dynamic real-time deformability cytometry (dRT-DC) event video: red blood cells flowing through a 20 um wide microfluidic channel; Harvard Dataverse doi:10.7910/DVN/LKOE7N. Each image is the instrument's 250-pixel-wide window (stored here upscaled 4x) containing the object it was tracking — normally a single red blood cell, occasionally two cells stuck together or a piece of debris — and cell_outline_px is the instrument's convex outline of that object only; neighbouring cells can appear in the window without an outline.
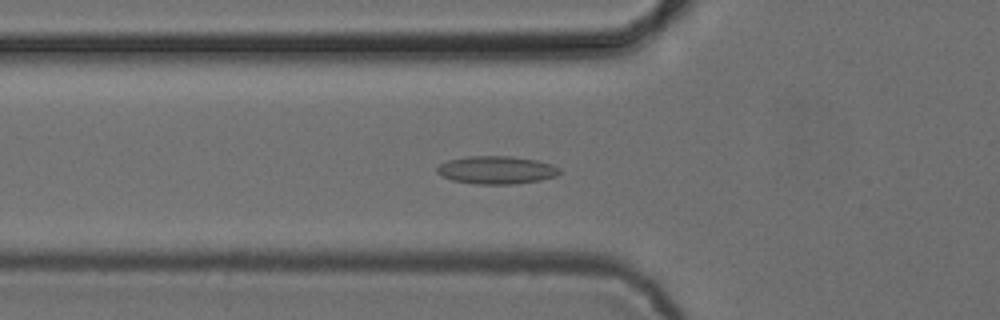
{"species": "common noctule bat (a hibernating species)", "species_latin": "Nyctalus noctula", "temperature_condition": "cold", "stored_images_in_passage": 54, "camera_frame_rate_fps": 3000, "um_per_image_px": 0.085, "animal": {"sex": "female", "body_mass_g": 24.6, "forearm_length_mm": 56.2}, "frame": {"image": 1, "passage_image": 19, "time_ms": 6.0, "image_size_px": [1000, 320], "cell_outline_px": [[560, 172], [556, 176], [540, 180], [512, 184], [476, 184], [452, 180], [436, 172], [436, 168], [440, 164], [448, 160], [468, 156], [512, 156], [536, 160], [552, 164], [560, 168]], "centroid_in_image_um": [42.2, 14.44], "position_along_channel_um": 83.6, "area_um2": 19.88}}
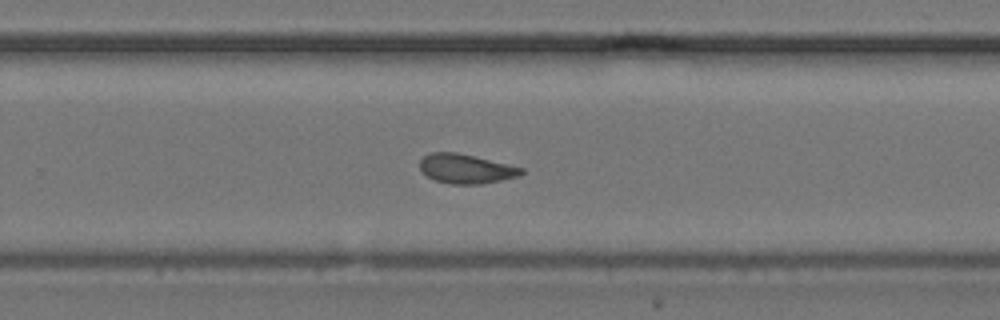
{"frame": {"image": 2, "passage_image": 35, "time_ms": 11.333, "image_size_px": [1000, 320], "cell_outline_px": [[524, 172], [520, 176], [480, 184], [452, 184], [436, 180], [420, 172], [420, 160], [428, 152], [456, 152], [524, 168]], "centroid_in_image_um": [39.58, 14.34], "position_along_channel_um": 290.2, "area_um2": 17.28}}
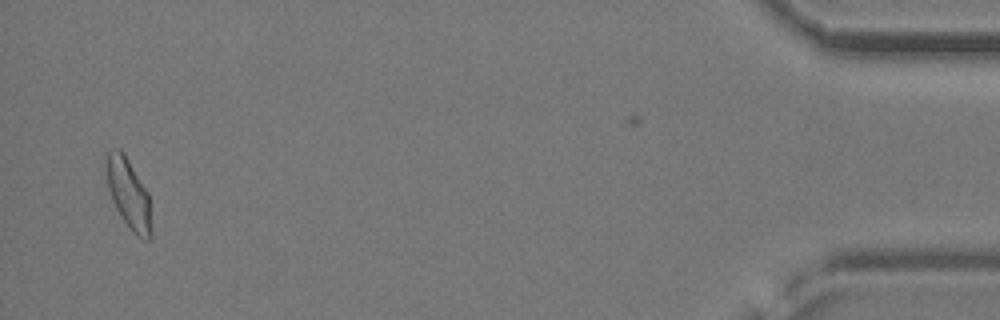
{"frame": {"image": 3, "passage_image": 52, "time_ms": 17.0, "image_size_px": [1000, 320], "cell_outline_px": [[152, 240], [144, 240], [136, 236], [132, 232], [120, 216], [112, 200], [108, 188], [104, 160], [108, 152], [112, 148], [120, 148], [124, 152], [148, 192], [152, 232]], "centroid_in_image_um": [10.92, 16.47], "position_along_channel_um": 424.3, "area_um2": 18.79}, "authors_computed_cell_mechanics": {"area_um2": 18.0914, "velocity_mm_per_s": 3.8635, "shape_relaxation_time_tau1_ms": null, "shape_relaxation_time_tau2_ms": 3.2046, "deformation_change_tau1": null, "deformation_change_tau2": 0.0933}}